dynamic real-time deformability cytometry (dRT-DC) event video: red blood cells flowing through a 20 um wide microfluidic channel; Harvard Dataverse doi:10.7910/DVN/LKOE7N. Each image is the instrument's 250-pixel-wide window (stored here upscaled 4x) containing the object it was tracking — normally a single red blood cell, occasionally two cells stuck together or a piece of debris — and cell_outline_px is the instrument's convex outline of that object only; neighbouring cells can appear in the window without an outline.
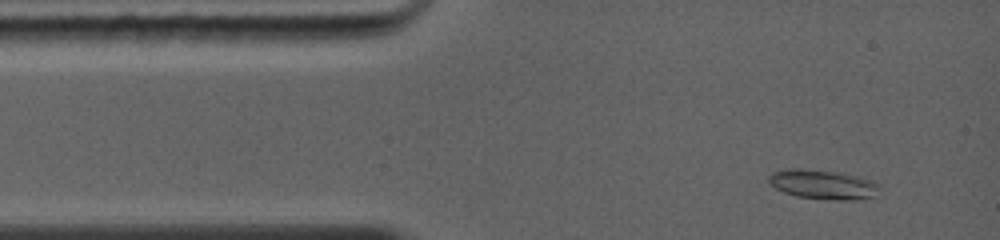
{"species": "common noctule bat (a hibernating species)", "species_latin": "Nyctalus noctula", "temperature_condition": "warm", "stored_images_in_passage": 21, "camera_frame_rate_fps": 5000, "um_per_image_px": 0.085, "animal": {"sex": "female", "body_mass_g": 19.0, "forearm_length_mm": 56.7}, "frame": {"image": 1, "passage_image": 2, "time_ms": 0.6, "image_size_px": [1000, 240], "cell_outline_px": [[880, 196], [856, 200], [836, 200], [796, 196], [784, 192], [768, 184], [768, 176], [772, 172], [788, 168], [800, 168], [836, 172], [860, 176], [880, 184]], "centroid_in_image_um": [70.0, 15.68], "position_along_channel_um": 15.0, "area_um2": 19.36}}
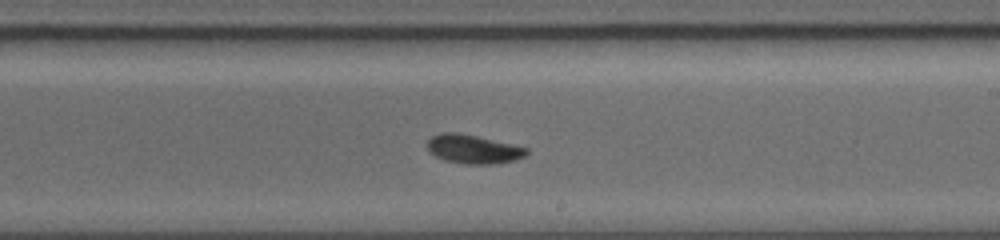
{"frame": {"image": 2, "passage_image": 13, "time_ms": 7.0, "image_size_px": [1000, 240], "cell_outline_px": [[528, 152], [524, 156], [512, 160], [496, 164], [464, 164], [444, 160], [428, 152], [424, 144], [432, 136], [440, 132], [460, 132], [512, 144], [528, 148]], "centroid_in_image_um": [40.15, 12.66], "position_along_channel_um": 248.9, "area_um2": 16.88}}
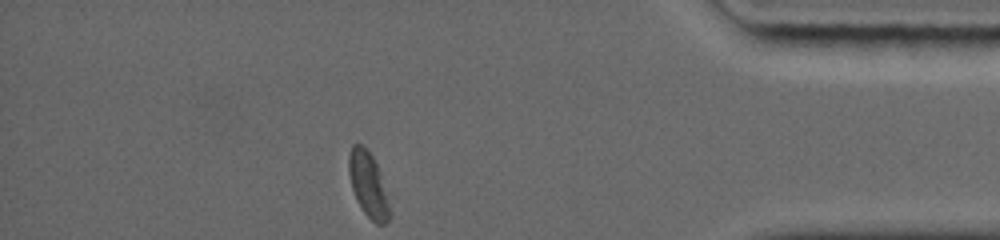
{"frame": {"image": 3, "passage_image": 21, "time_ms": 11.4, "image_size_px": [1000, 240], "cell_outline_px": [[388, 220], [384, 224], [376, 224], [364, 212], [356, 200], [352, 188], [348, 172], [348, 156], [352, 144], [360, 144], [372, 156], [380, 172], [388, 208]], "centroid_in_image_um": [31.24, 15.66], "position_along_channel_um": 404.0, "area_um2": 14.85}, "authors_computed_cell_mechanics": {"area_um2": 16.762, "velocity_mm_per_s": 4.3607, "shape_relaxation_time_tau1_ms": 3.2524, "shape_relaxation_time_tau2_ms": null, "deformation_change_tau1": 0.0973, "deformation_change_tau2": null}}